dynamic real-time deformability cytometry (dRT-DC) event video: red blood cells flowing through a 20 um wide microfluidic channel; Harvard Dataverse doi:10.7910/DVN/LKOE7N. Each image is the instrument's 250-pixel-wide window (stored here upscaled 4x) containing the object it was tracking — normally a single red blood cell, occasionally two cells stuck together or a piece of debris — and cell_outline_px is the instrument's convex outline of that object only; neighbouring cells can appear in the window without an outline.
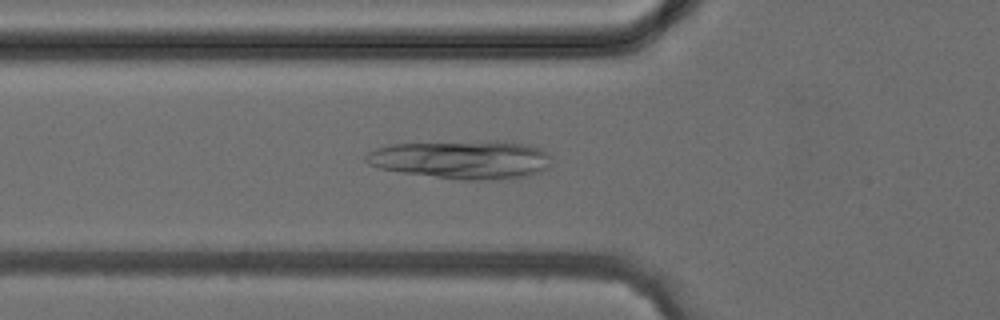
{"species": "common noctule bat (a hibernating species)", "species_latin": "Nyctalus noctula", "temperature_condition": "cold", "stored_images_in_passage": 42, "segment_of_instrument_passage": [1, 2], "camera_frame_rate_fps": 3000, "um_per_image_px": 0.085, "animal": {"sex": "female", "body_mass_g": 24.6, "forearm_length_mm": 56.2}, "frame": {"image": 1, "passage_image": 14, "time_ms": 4.333, "image_size_px": [1000, 320], "cell_outline_px": [[552, 168], [528, 176], [508, 180], [460, 180], [404, 172], [380, 168], [368, 164], [364, 160], [364, 156], [368, 152], [376, 148], [388, 144], [496, 140], [528, 144], [540, 148], [548, 152], [552, 156]], "centroid_in_image_um": [39.36, 13.56], "position_along_channel_um": 86.4, "area_um2": 42.54}}
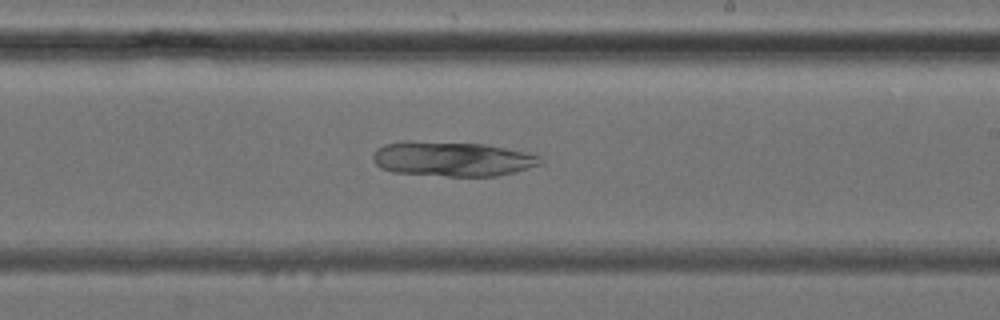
{"frame": {"image": 2, "passage_image": 24, "time_ms": 7.667, "image_size_px": [1000, 320], "cell_outline_px": [[540, 164], [516, 172], [496, 176], [448, 176], [392, 172], [380, 168], [376, 164], [372, 156], [376, 148], [384, 144], [404, 140], [408, 140], [484, 144], [524, 152], [540, 156]], "centroid_in_image_um": [38.37, 13.5], "position_along_channel_um": 250.6, "area_um2": 33.93}}
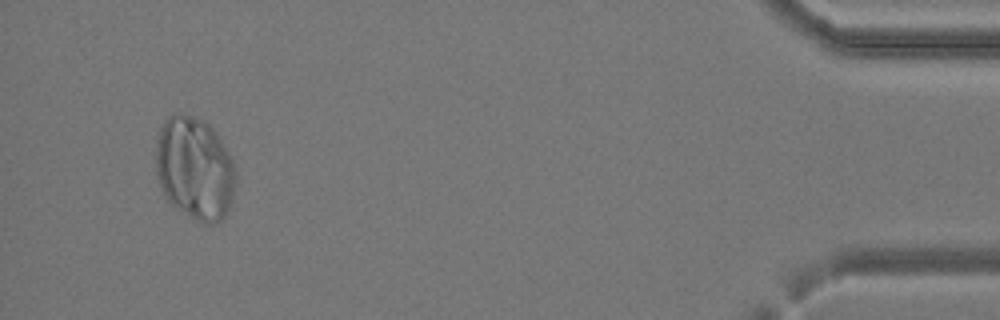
{"frame": {"image": 3, "passage_image": 39, "time_ms": 12.667, "image_size_px": [1000, 320], "cell_outline_px": [[236, 176], [232, 196], [228, 208], [224, 216], [220, 220], [212, 224], [204, 224], [196, 220], [176, 208], [164, 196], [160, 188], [156, 172], [156, 148], [160, 128], [164, 120], [172, 112], [204, 120], [216, 132], [228, 152], [232, 160], [236, 172]], "centroid_in_image_um": [16.53, 14.31], "position_along_channel_um": 418.7, "area_um2": 47.8}}